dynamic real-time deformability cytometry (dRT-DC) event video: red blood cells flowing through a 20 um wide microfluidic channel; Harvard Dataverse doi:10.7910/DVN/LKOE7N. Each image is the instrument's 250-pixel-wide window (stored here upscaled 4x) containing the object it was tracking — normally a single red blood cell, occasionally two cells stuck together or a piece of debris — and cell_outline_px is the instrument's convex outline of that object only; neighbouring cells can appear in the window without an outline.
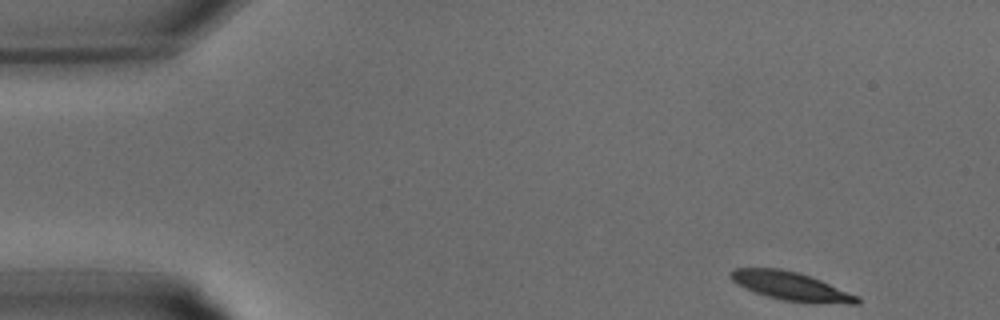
{"species": "common noctule bat (a hibernating species)", "species_latin": "Nyctalus noctula", "temperature_condition": "warm", "stored_images_in_passage": 31, "camera_frame_rate_fps": 3000, "um_per_image_px": 0.085, "animal": {"sex": "male", "body_mass_g": 15.6}, "frame": {"image": 1, "passage_image": 1, "time_ms": 0.0, "image_size_px": [1000, 320], "cell_outline_px": [[860, 304], [812, 304], [784, 300], [768, 296], [744, 288], [736, 284], [728, 276], [728, 272], [732, 268], [780, 268], [800, 272], [860, 296]], "centroid_in_image_um": [67.25, 24.33], "position_along_channel_um": 17.7, "area_um2": 21.44}}
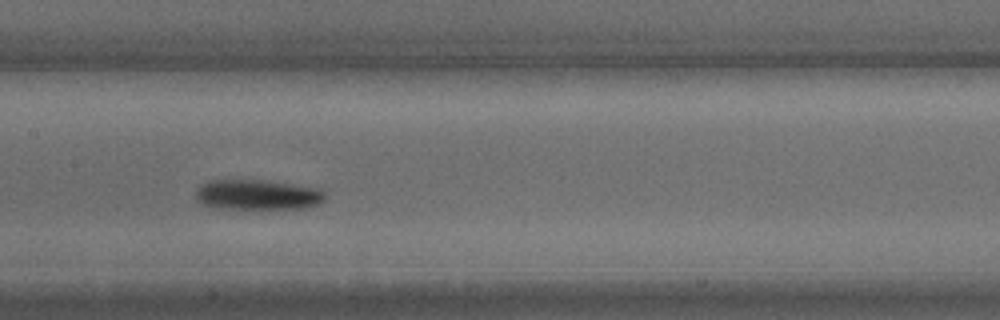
{"frame": {"image": 2, "passage_image": 14, "time_ms": 4.333, "image_size_px": [1000, 320], "cell_outline_px": [[324, 200], [316, 204], [304, 208], [212, 208], [196, 200], [196, 188], [200, 184], [208, 180], [260, 180], [320, 188], [324, 192]], "centroid_in_image_um": [21.83, 16.54], "position_along_channel_um": 185.6, "area_um2": 22.6}}
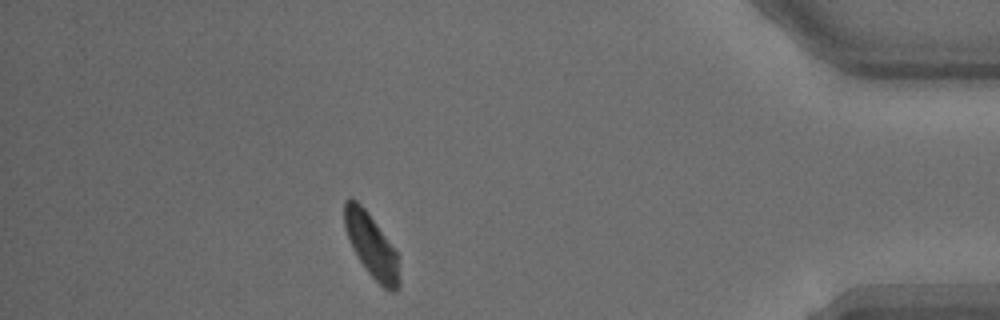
{"frame": {"image": 3, "passage_image": 27, "time_ms": 8.667, "image_size_px": [1000, 320], "cell_outline_px": [[400, 284], [396, 292], [392, 292], [384, 288], [368, 272], [352, 248], [344, 224], [344, 200], [348, 196], [356, 200], [364, 208], [376, 224], [396, 252], [400, 280]], "centroid_in_image_um": [31.56, 20.87], "position_along_channel_um": 403.6, "area_um2": 19.83}}